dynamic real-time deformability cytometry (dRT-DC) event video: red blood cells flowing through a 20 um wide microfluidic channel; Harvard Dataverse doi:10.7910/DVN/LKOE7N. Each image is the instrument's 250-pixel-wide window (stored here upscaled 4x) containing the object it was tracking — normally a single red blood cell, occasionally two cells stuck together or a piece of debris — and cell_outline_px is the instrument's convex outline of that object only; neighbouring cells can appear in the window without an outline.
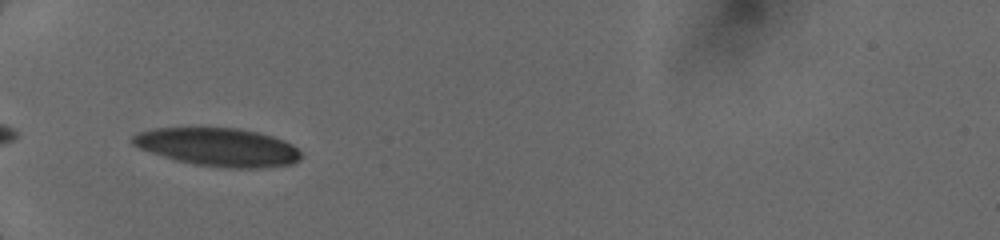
{"species": "human", "species_latin": "Homo sapiens", "temperature_condition": "cold", "stored_images_in_passage": 19, "camera_frame_rate_fps": 3000, "um_per_image_px": 0.085, "donor": {"sex": "female"}, "frame": {"image": 1, "passage_image": 1, "time_ms": 0.0, "image_size_px": [1000, 240], "cell_outline_px": [[304, 152], [300, 160], [292, 164], [264, 168], [224, 168], [192, 164], [176, 160], [140, 148], [132, 144], [132, 136], [140, 132], [152, 128], [240, 128], [272, 136], [284, 140], [292, 144]], "centroid_in_image_um": [18.61, 12.51], "position_along_channel_um": 66.4, "area_um2": 37.69}}
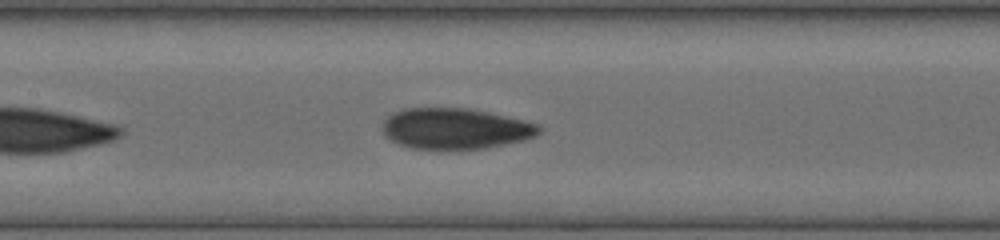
{"frame": {"image": 2, "passage_image": 8, "time_ms": 2.667, "image_size_px": [1000, 240], "cell_outline_px": [[540, 132], [536, 136], [524, 140], [484, 148], [436, 152], [432, 152], [408, 148], [396, 144], [384, 136], [380, 128], [384, 120], [392, 112], [404, 108], [468, 108], [520, 120], [536, 124], [540, 128]], "centroid_in_image_um": [38.56, 10.98], "position_along_channel_um": 168.8, "area_um2": 38.15}}
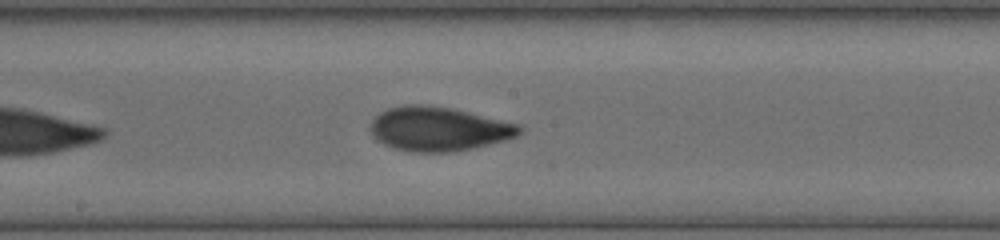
{"frame": {"image": 3, "passage_image": 10, "time_ms": 3.667, "image_size_px": [1000, 240], "cell_outline_px": [[520, 132], [516, 136], [504, 140], [472, 148], [452, 152], [412, 152], [392, 148], [384, 144], [368, 128], [372, 120], [380, 112], [388, 108], [404, 104], [420, 104], [448, 108], [520, 124]], "centroid_in_image_um": [37.23, 10.96], "position_along_channel_um": 211.0, "area_um2": 37.86}}